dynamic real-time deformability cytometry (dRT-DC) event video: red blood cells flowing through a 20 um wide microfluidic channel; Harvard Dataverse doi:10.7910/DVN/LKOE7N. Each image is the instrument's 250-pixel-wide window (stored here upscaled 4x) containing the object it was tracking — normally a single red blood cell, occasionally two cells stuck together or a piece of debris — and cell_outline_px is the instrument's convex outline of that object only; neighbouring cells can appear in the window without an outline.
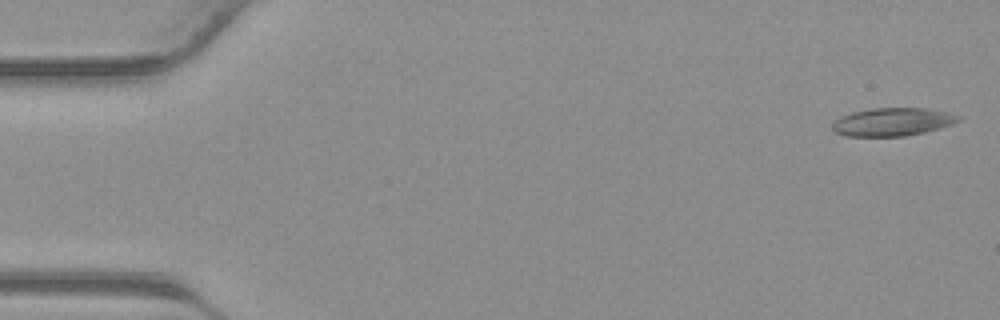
{"species": "common noctule bat (a hibernating species)", "species_latin": "Nyctalus noctula", "temperature_condition": "warm", "stored_images_in_passage": 12, "camera_frame_rate_fps": 3000, "um_per_image_px": 0.085, "animal": {"sex": "male", "body_mass_g": 23.1, "forearm_length_mm": 52.7}, "frame": {"image": 1, "passage_image": 1, "time_ms": 0.0, "image_size_px": [1000, 320], "cell_outline_px": [[964, 116], [960, 120], [952, 124], [924, 132], [904, 136], [844, 136], [836, 132], [832, 128], [832, 124], [840, 116], [852, 112], [872, 108], [928, 108], [948, 112]], "centroid_in_image_um": [75.89, 10.35], "position_along_channel_um": 9.1, "area_um2": 20.69}}
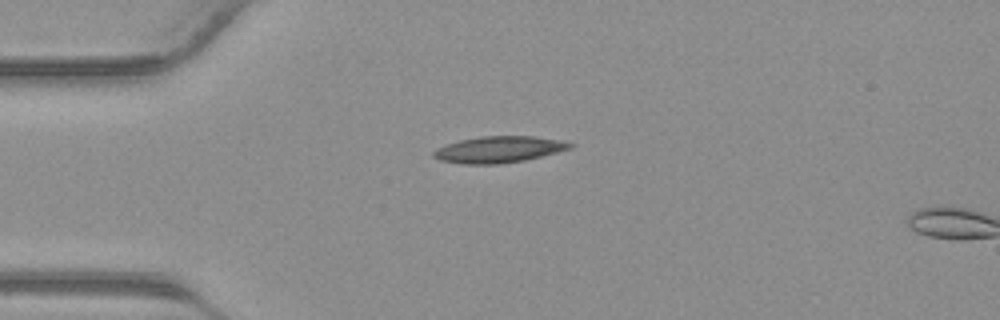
{"frame": {"image": 2, "passage_image": 10, "time_ms": 3.0, "image_size_px": [1000, 320], "cell_outline_px": [[576, 144], [572, 148], [524, 160], [500, 164], [464, 164], [440, 160], [432, 156], [432, 152], [436, 148], [460, 140], [480, 136], [532, 136], [564, 140]], "centroid_in_image_um": [42.42, 12.7], "position_along_channel_um": 42.6, "area_um2": 21.04}}